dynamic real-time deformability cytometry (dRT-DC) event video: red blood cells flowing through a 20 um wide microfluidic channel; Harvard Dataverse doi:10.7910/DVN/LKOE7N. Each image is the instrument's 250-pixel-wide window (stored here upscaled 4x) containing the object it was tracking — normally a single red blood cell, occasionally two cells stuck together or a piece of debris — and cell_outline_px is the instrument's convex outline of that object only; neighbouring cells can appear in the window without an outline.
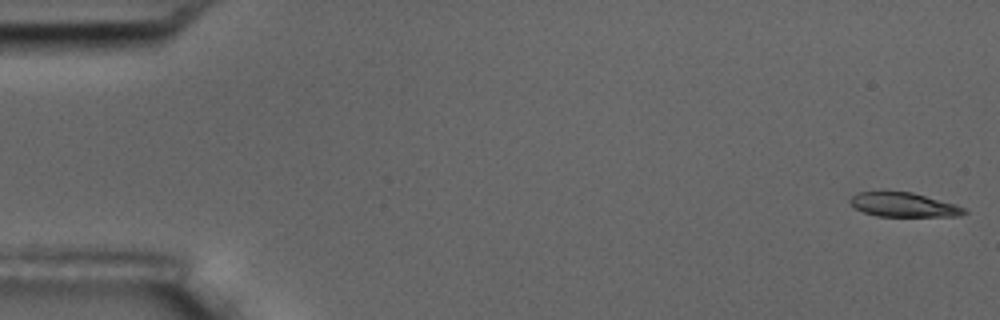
{"species": "common noctule bat (a hibernating species)", "species_latin": "Nyctalus noctula", "temperature_condition": "room temperature", "stored_images_in_passage": 55, "camera_frame_rate_fps": 3000, "um_per_image_px": 0.085, "animal": {"sex": "male", "body_mass_g": 17.5, "forearm_length_mm": 52.3}, "frame": {"image": 1, "passage_image": 1, "time_ms": 0.0, "image_size_px": [1000, 320], "cell_outline_px": [[968, 212], [960, 216], [876, 216], [864, 212], [856, 208], [848, 200], [856, 192], [884, 188], [912, 192], [956, 204], [964, 208]], "centroid_in_image_um": [76.75, 17.35], "position_along_channel_um": 8.3, "area_um2": 16.82}}
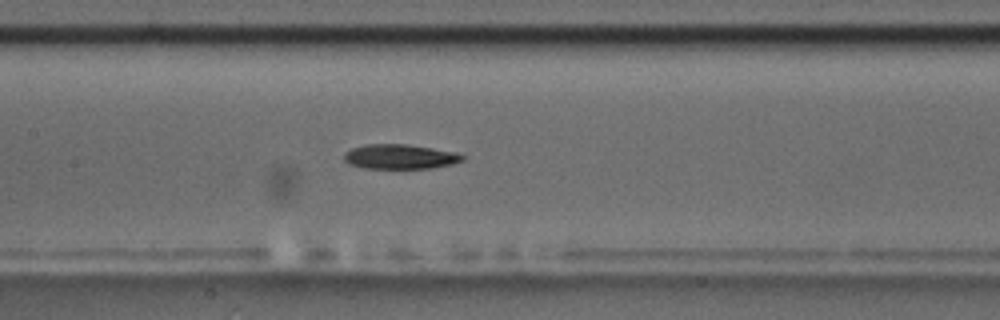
{"frame": {"image": 2, "passage_image": 26, "time_ms": 8.333, "image_size_px": [1000, 320], "cell_outline_px": [[464, 160], [452, 164], [432, 168], [364, 168], [348, 164], [344, 160], [344, 152], [352, 148], [368, 144], [408, 144], [456, 152], [464, 156]], "centroid_in_image_um": [33.99, 13.31], "position_along_channel_um": 173.4, "area_um2": 17.05}}
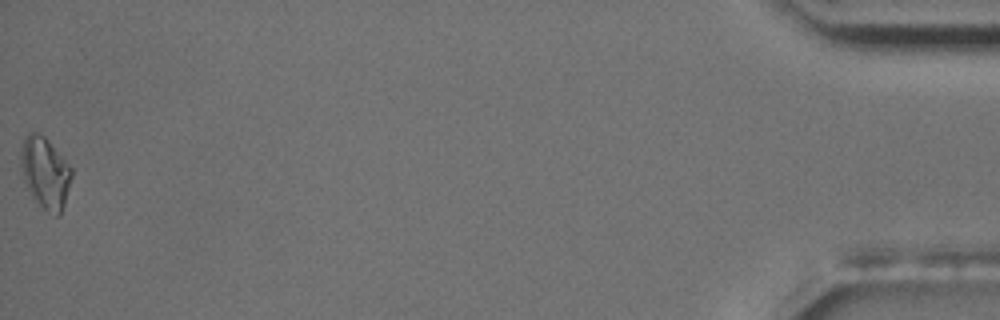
{"frame": {"image": 3, "passage_image": 55, "time_ms": 18.0, "image_size_px": [1000, 320], "cell_outline_px": [[72, 176], [64, 204], [60, 216], [56, 216], [48, 212], [32, 196], [24, 180], [20, 160], [20, 152], [24, 136], [28, 132], [36, 132], [44, 136], [72, 168]], "centroid_in_image_um": [3.84, 14.66], "position_along_channel_um": 431.4, "area_um2": 20.87}}